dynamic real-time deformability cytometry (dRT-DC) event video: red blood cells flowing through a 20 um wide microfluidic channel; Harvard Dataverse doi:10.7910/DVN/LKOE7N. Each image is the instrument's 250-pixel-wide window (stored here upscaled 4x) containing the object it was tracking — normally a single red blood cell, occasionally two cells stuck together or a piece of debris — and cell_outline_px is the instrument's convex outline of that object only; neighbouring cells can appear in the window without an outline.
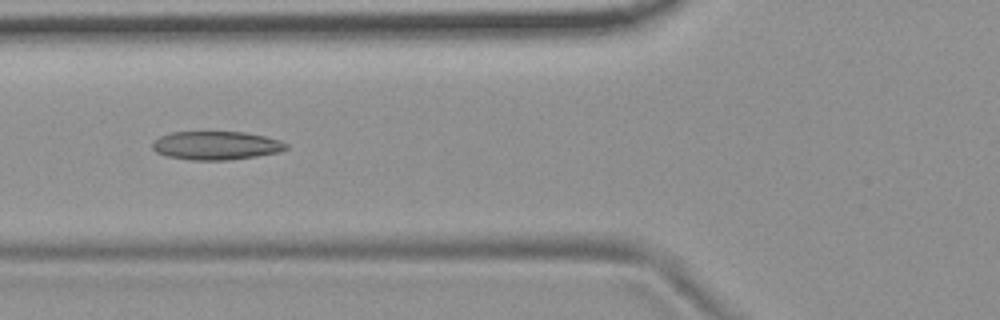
{"species": "common noctule bat (a hibernating species)", "species_latin": "Nyctalus noctula", "temperature_condition": "room temperature", "stored_images_in_passage": 6, "camera_frame_rate_fps": 3000, "um_per_image_px": 0.085, "animal": {"sex": "female", "body_mass_g": 19.9}, "frame": {"image": 1, "passage_image": 6, "time_ms": 1.667, "image_size_px": [1000, 320], "cell_outline_px": [[288, 148], [280, 152], [256, 156], [228, 160], [192, 160], [168, 156], [156, 152], [152, 148], [152, 144], [160, 136], [172, 132], [244, 132], [264, 136], [280, 140], [288, 144]], "centroid_in_image_um": [18.4, 12.37], "position_along_channel_um": 107.4, "area_um2": 22.14}}